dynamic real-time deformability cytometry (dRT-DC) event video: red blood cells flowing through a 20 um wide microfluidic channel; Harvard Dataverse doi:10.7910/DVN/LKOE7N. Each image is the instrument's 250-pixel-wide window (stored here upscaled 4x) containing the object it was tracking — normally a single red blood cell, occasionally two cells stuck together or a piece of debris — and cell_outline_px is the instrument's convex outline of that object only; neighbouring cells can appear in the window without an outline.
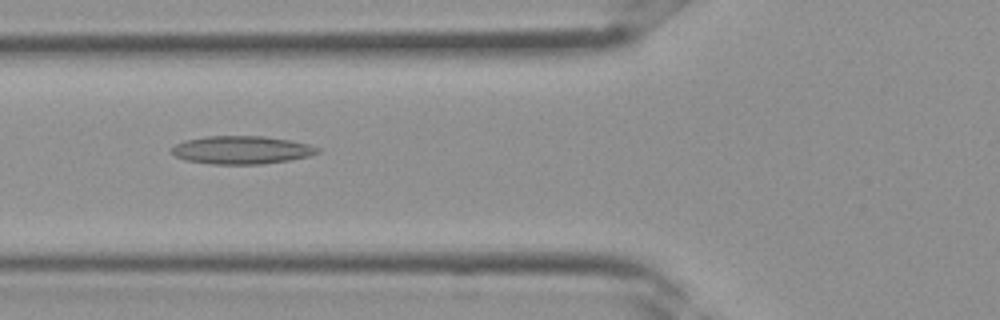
{"species": "Egyptian fruit bat (a non-hibernating species)", "species_latin": "Rousettus aegyptiacus", "temperature_condition": "room temperature", "stored_images_in_passage": 25, "camera_frame_rate_fps": 3000, "um_per_image_px": 0.085, "frame": {"image": 1, "passage_image": 4, "time_ms": 1.0, "image_size_px": [1000, 320], "cell_outline_px": [[320, 152], [308, 156], [288, 160], [264, 164], [212, 164], [184, 160], [168, 152], [176, 144], [184, 140], [208, 136], [264, 136], [288, 140], [308, 144], [320, 148]], "centroid_in_image_um": [20.5, 12.75], "position_along_channel_um": 105.3, "area_um2": 23.87}}
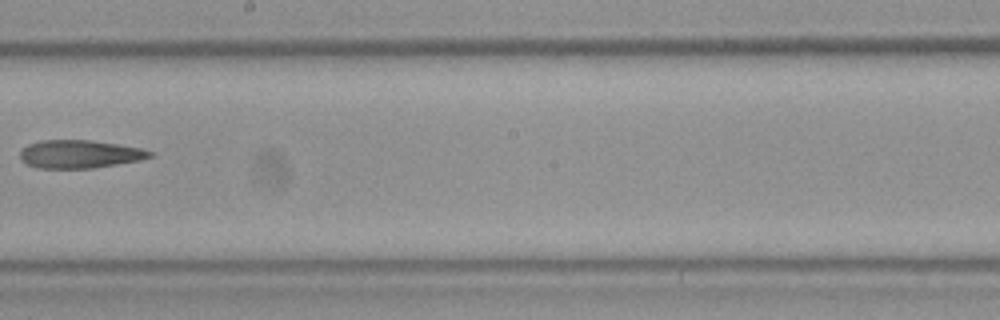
{"frame": {"image": 2, "passage_image": 11, "time_ms": 3.333, "image_size_px": [1000, 320], "cell_outline_px": [[152, 156], [140, 160], [92, 168], [36, 168], [24, 164], [20, 160], [20, 152], [28, 144], [40, 140], [88, 140], [116, 144], [140, 148], [152, 152]], "centroid_in_image_um": [6.7, 13.1], "position_along_channel_um": 241.5, "area_um2": 21.15}}
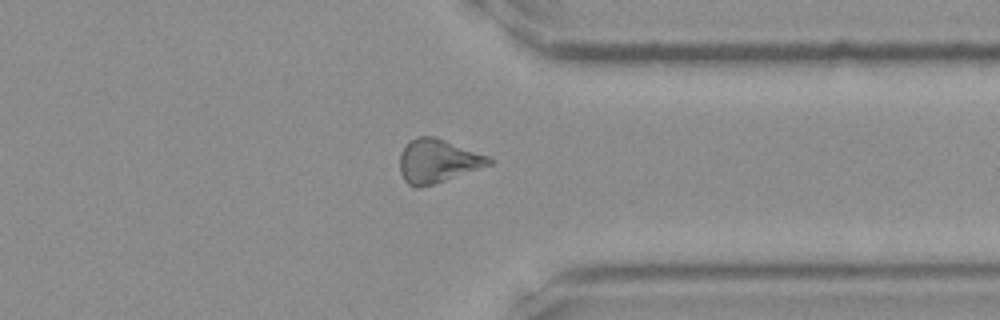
{"frame": {"image": 3, "passage_image": 18, "time_ms": 5.667, "image_size_px": [1000, 320], "cell_outline_px": [[496, 160], [492, 164], [432, 184], [416, 188], [408, 184], [404, 180], [400, 172], [400, 152], [408, 140], [420, 136], [436, 136], [488, 156]], "centroid_in_image_um": [37.18, 13.66], "position_along_channel_um": 374.2, "area_um2": 22.6}}